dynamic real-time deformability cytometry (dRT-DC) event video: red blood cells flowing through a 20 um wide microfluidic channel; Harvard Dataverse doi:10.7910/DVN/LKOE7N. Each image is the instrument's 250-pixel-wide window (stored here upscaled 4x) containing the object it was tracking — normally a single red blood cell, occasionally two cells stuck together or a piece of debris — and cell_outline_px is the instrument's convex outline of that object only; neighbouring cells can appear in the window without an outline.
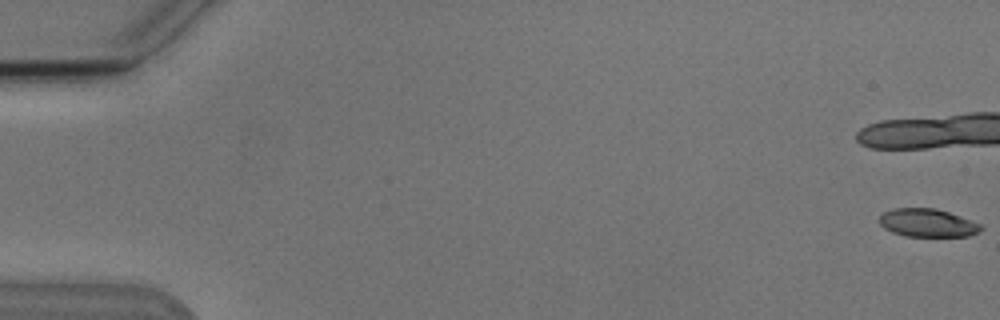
{"species": "Egyptian fruit bat (a non-hibernating species)", "species_latin": "Rousettus aegyptiacus", "temperature_condition": "cold", "stored_images_in_passage": 6, "camera_frame_rate_fps": 3000, "um_per_image_px": 0.085, "animal": {"sex": "male"}, "frame": {"image": 1, "passage_image": 1, "time_ms": 0.0, "image_size_px": [1000, 320], "cell_outline_px": [[984, 228], [980, 232], [968, 236], [904, 236], [892, 232], [884, 228], [880, 224], [880, 216], [884, 212], [892, 208], [936, 208], [984, 224]], "centroid_in_image_um": [78.89, 18.94], "position_along_channel_um": 6.1, "area_um2": 16.82}}